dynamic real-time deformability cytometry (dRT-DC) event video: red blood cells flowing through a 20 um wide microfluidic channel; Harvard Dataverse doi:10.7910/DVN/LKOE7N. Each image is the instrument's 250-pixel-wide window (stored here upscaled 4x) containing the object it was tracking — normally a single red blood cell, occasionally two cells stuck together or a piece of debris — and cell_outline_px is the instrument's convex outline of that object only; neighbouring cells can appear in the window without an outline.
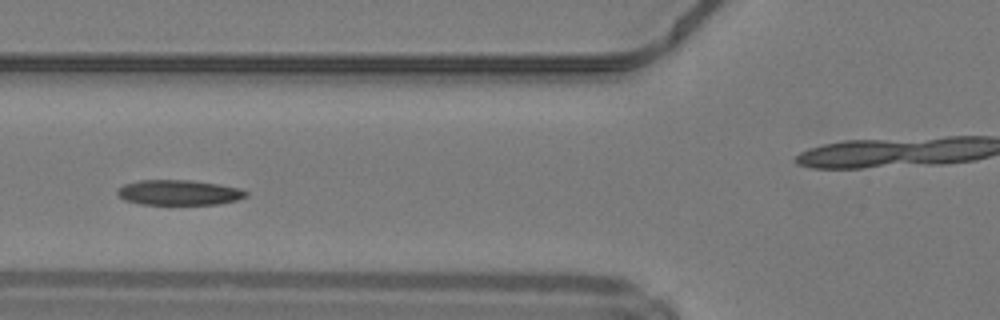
{"species": "common noctule bat (a hibernating species)", "species_latin": "Nyctalus noctula", "temperature_condition": "warm", "stored_images_in_passage": 44, "camera_frame_rate_fps": 3000, "um_per_image_px": 0.085, "animal": {"sex": "male", "body_mass_g": 19.2, "forearm_length_mm": 51.8}, "frame": {"image": 1, "passage_image": 13, "time_ms": 4.0, "image_size_px": [1000, 320], "cell_outline_px": [[248, 196], [236, 200], [216, 204], [140, 204], [124, 200], [116, 192], [116, 188], [124, 184], [140, 180], [192, 180], [240, 188], [248, 192]], "centroid_in_image_um": [15.18, 16.36], "position_along_channel_um": 110.6, "area_um2": 18.84}, "authors_computed_cell_mechanics": {"area_um2": 19.0162, "velocity_mm_per_s": 4.2012, "shape_relaxation_time_tau1_ms": 4.6069, "shape_relaxation_time_tau2_ms": 5.9148, "deformation_change_tau1": 0.1294, "deformation_change_tau2": 0.1224}}